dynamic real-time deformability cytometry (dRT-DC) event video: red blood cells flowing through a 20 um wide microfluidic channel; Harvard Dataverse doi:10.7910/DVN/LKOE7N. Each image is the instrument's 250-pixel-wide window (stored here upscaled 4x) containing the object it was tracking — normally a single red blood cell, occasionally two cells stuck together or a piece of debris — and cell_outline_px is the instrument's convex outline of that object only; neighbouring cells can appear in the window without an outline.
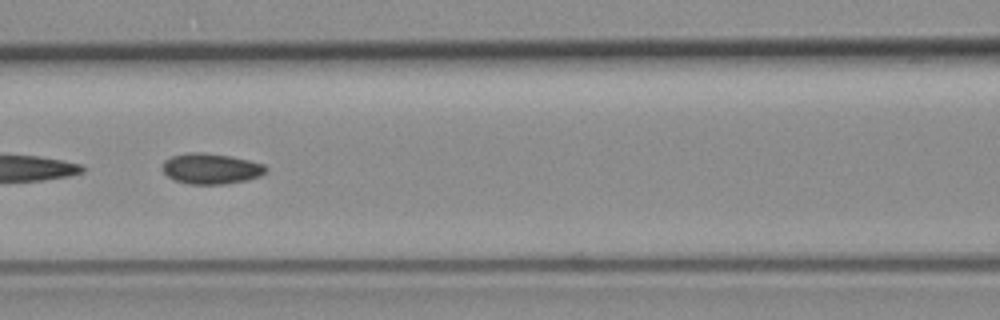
{"species": "common noctule bat (a hibernating species)", "species_latin": "Nyctalus noctula", "temperature_condition": "room temperature", "stored_images_in_passage": 32, "camera_frame_rate_fps": 3000, "um_per_image_px": 0.085, "animal": {"sex": "female", "body_mass_g": 19.3, "forearm_length_mm": 54.1}, "frame": {"image": 1, "passage_image": 22, "time_ms": 7.0, "image_size_px": [1000, 320], "cell_outline_px": [[268, 168], [260, 176], [248, 180], [224, 184], [188, 184], [176, 180], [168, 176], [160, 168], [164, 160], [172, 156], [188, 152], [204, 152], [232, 156], [264, 164]], "centroid_in_image_um": [17.92, 14.33], "position_along_channel_um": 148.7, "area_um2": 18.61}}